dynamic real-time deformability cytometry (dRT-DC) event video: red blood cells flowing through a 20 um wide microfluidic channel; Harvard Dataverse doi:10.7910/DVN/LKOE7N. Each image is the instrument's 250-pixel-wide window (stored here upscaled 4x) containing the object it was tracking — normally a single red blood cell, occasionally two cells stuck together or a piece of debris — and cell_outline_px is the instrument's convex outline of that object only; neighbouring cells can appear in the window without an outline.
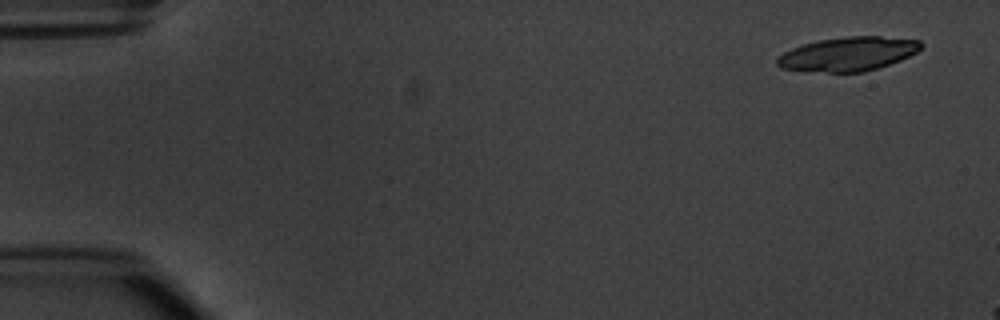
{"species": "common noctule bat (a hibernating species)", "species_latin": "Nyctalus noctula", "temperature_condition": "warm", "stored_images_in_passage": 3, "camera_frame_rate_fps": 3000, "um_per_image_px": 0.085, "animal": {"sex": "male", "body_mass_g": 20.1, "forearm_length_mm": 53.5}, "frame": {"image": 1, "passage_image": 1, "time_ms": 0.0, "image_size_px": [1000, 320], "cell_outline_px": [[924, 44], [916, 52], [900, 60], [864, 72], [804, 72], [780, 68], [776, 64], [776, 60], [784, 52], [792, 48], [804, 44], [820, 40], [848, 36], [880, 36], [920, 40]], "centroid_in_image_um": [72.06, 4.6], "position_along_channel_um": 12.9, "area_um2": 28.5}}